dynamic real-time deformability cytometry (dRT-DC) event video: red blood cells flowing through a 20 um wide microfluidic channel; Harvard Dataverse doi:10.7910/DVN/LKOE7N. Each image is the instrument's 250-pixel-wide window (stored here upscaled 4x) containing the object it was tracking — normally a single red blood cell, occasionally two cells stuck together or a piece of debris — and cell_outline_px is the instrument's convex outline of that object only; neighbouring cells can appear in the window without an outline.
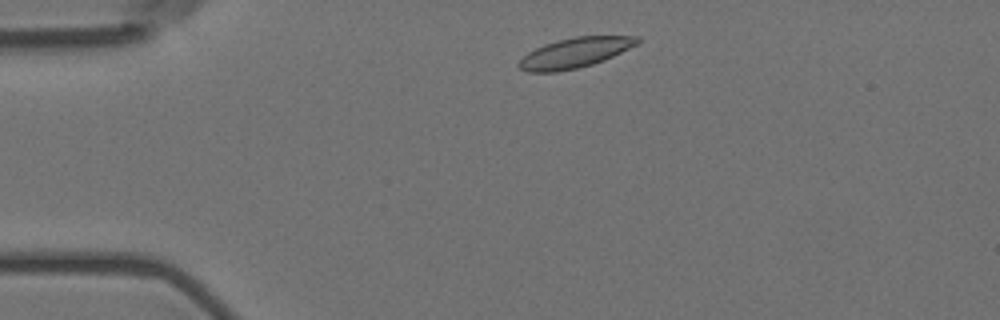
{"species": "Egyptian fruit bat (a non-hibernating species)", "species_latin": "Rousettus aegyptiacus", "temperature_condition": "room temperature", "stored_images_in_passage": 4, "camera_frame_rate_fps": 3000, "um_per_image_px": 0.085, "animal": {"sex": "female"}, "frame": {"image": 1, "passage_image": 1, "time_ms": 0.0, "image_size_px": [1000, 320], "cell_outline_px": [[640, 40], [636, 44], [604, 60], [592, 64], [576, 68], [556, 72], [528, 72], [520, 68], [516, 64], [528, 52], [544, 44], [556, 40], [576, 36], [640, 36]], "centroid_in_image_um": [48.83, 4.48], "position_along_channel_um": 36.2, "area_um2": 20.52}}
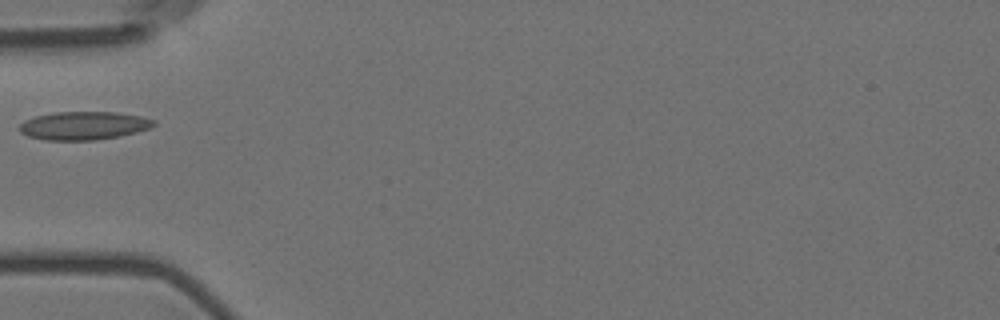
{"frame": {"image": 2, "passage_image": 3, "time_ms": 0.667, "image_size_px": [1000, 320], "cell_outline_px": [[156, 124], [148, 128], [136, 132], [120, 136], [96, 140], [44, 140], [28, 136], [20, 132], [20, 124], [24, 120], [36, 116], [52, 112], [116, 112], [140, 116], [156, 120]], "centroid_in_image_um": [7.1, 10.68], "position_along_channel_um": 77.9, "area_um2": 22.14}}
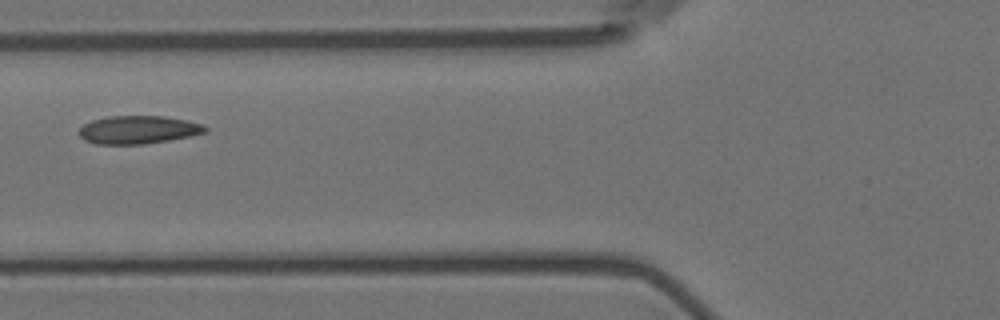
{"frame": {"image": 3, "passage_image": 4, "time_ms": 1.0, "image_size_px": [1000, 320], "cell_outline_px": [[208, 132], [168, 140], [144, 144], [96, 144], [84, 140], [80, 136], [80, 128], [84, 124], [92, 120], [108, 116], [164, 116], [188, 120], [204, 124], [208, 128]], "centroid_in_image_um": [11.77, 11.02], "position_along_channel_um": 114.0, "area_um2": 20.69}}